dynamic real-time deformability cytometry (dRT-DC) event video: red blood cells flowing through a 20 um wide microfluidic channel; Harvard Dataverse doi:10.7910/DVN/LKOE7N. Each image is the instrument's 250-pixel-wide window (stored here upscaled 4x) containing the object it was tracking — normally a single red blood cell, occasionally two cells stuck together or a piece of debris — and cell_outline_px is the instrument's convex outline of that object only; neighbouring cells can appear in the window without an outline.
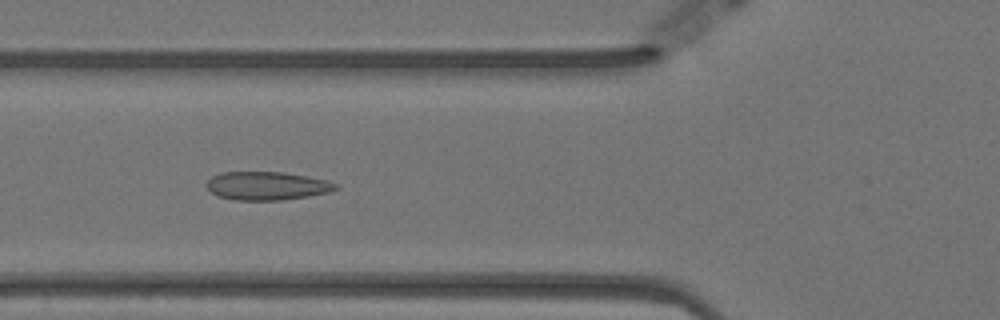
{"species": "Egyptian fruit bat (a non-hibernating species)", "species_latin": "Rousettus aegyptiacus", "temperature_condition": "warm", "stored_images_in_passage": 57, "camera_frame_rate_fps": 3000, "um_per_image_px": 0.085, "animal": {"sex": "female"}, "frame": {"image": 1, "passage_image": 20, "time_ms": 6.333, "image_size_px": [1000, 320], "cell_outline_px": [[340, 188], [328, 192], [308, 196], [284, 200], [232, 200], [216, 196], [204, 184], [212, 176], [220, 172], [284, 172], [308, 176], [328, 180], [336, 184]], "centroid_in_image_um": [22.67, 15.79], "position_along_channel_um": 103.1, "area_um2": 21.56}}
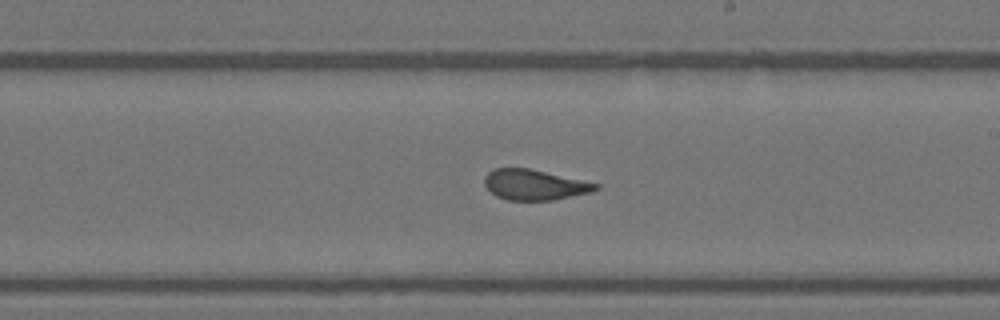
{"frame": {"image": 2, "passage_image": 32, "time_ms": 10.333, "image_size_px": [1000, 320], "cell_outline_px": [[600, 188], [592, 192], [552, 200], [508, 200], [496, 196], [484, 184], [484, 176], [492, 168], [528, 168], [600, 184]], "centroid_in_image_um": [45.43, 15.7], "position_along_channel_um": 243.6, "area_um2": 19.65}}
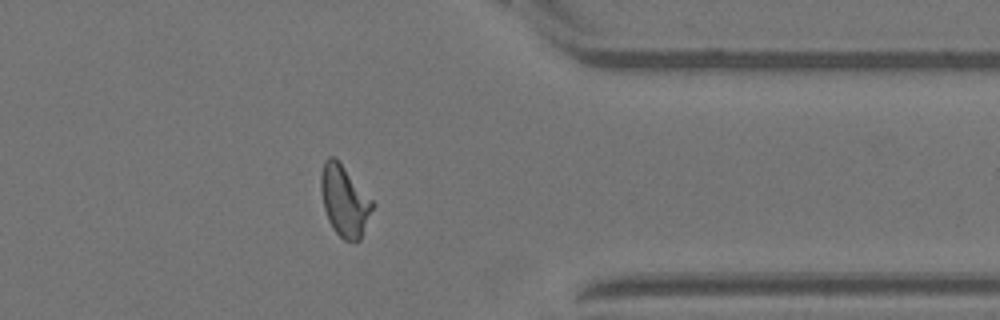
{"frame": {"image": 3, "passage_image": 45, "time_ms": 14.667, "image_size_px": [1000, 320], "cell_outline_px": [[372, 208], [360, 240], [344, 240], [332, 228], [328, 220], [324, 208], [320, 192], [320, 176], [324, 160], [328, 156], [332, 156], [344, 168], [372, 200]], "centroid_in_image_um": [29.22, 17.07], "position_along_channel_um": 382.2, "area_um2": 20.69}, "authors_computed_cell_mechanics": {"area_um2": 20.808, "velocity_mm_per_s": 3.5086, "shape_relaxation_time_tau1_ms": 8.0022, "shape_relaxation_time_tau2_ms": 1.1626, "deformation_change_tau1": 0.1656, "deformation_change_tau2": 0.0604}}